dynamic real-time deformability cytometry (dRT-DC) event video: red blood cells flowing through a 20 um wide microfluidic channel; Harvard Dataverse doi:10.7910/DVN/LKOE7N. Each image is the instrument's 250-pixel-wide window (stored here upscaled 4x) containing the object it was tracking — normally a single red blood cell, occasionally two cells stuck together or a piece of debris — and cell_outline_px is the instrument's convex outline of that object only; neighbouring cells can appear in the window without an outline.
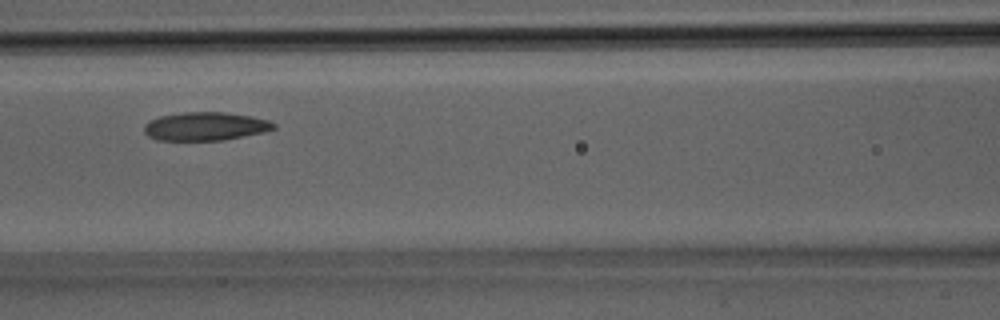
{"species": "Egyptian fruit bat (a non-hibernating species)", "species_latin": "Rousettus aegyptiacus", "temperature_condition": "room temperature", "stored_images_in_passage": 19, "camera_frame_rate_fps": 3000, "um_per_image_px": 0.085, "animal": {"sex": "male"}, "frame": {"image": 1, "passage_image": 6, "time_ms": 1.667, "image_size_px": [1000, 320], "cell_outline_px": [[276, 128], [264, 132], [224, 140], [156, 140], [148, 136], [144, 132], [144, 124], [160, 116], [184, 112], [224, 112], [252, 116], [268, 120], [276, 124]], "centroid_in_image_um": [17.47, 10.74], "position_along_channel_um": 149.1, "area_um2": 21.44}}
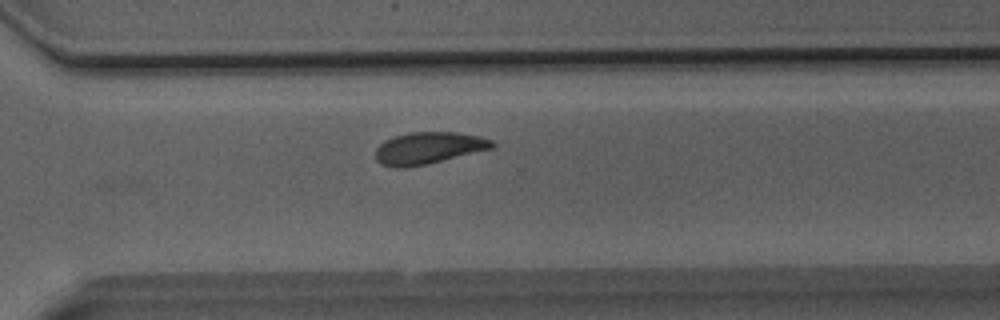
{"frame": {"image": 2, "passage_image": 15, "time_ms": 4.667, "image_size_px": [1000, 320], "cell_outline_px": [[496, 144], [492, 148], [428, 164], [408, 168], [392, 168], [380, 164], [376, 160], [376, 148], [384, 140], [396, 136], [412, 132], [456, 132], [480, 136], [492, 140]], "centroid_in_image_um": [36.4, 12.6], "position_along_channel_um": 334.2, "area_um2": 21.79}}
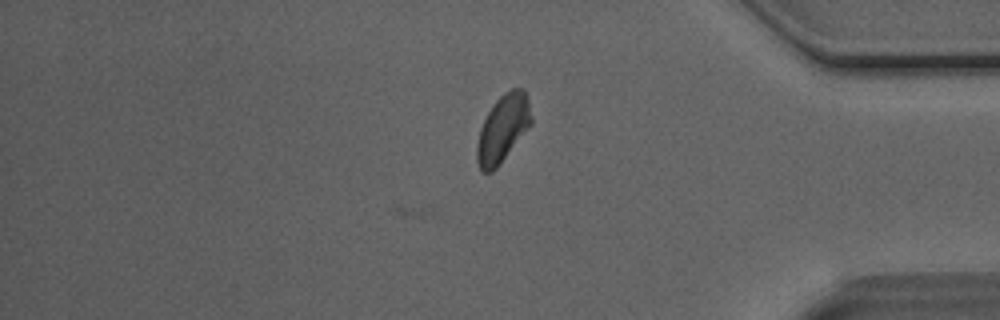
{"frame": {"image": 3, "passage_image": 19, "time_ms": 6.0, "image_size_px": [1000, 320], "cell_outline_px": [[532, 124], [496, 168], [492, 172], [480, 172], [476, 160], [476, 148], [480, 128], [492, 104], [504, 92], [512, 88], [524, 88], [528, 96], [532, 116]], "centroid_in_image_um": [42.75, 10.91], "position_along_channel_um": 392.5, "area_um2": 21.5}}